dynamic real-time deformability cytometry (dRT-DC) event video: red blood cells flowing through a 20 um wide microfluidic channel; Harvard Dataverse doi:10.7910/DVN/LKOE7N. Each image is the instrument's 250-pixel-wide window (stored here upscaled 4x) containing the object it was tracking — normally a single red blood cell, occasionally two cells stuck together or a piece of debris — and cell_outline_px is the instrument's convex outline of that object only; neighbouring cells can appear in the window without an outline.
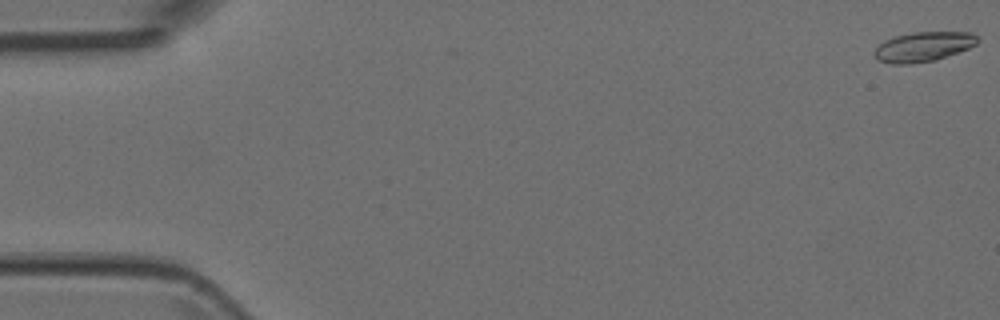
{"species": "Egyptian fruit bat (a non-hibernating species)", "species_latin": "Rousettus aegyptiacus", "temperature_condition": "room temperature", "stored_images_in_passage": 5, "camera_frame_rate_fps": 3000, "um_per_image_px": 0.085, "animal": {"sex": "female"}, "frame": {"image": 1, "passage_image": 1, "time_ms": 0.0, "image_size_px": [1000, 320], "cell_outline_px": [[980, 40], [976, 44], [968, 48], [936, 60], [908, 64], [892, 64], [880, 60], [876, 56], [876, 48], [884, 40], [896, 36], [912, 32], [972, 32]], "centroid_in_image_um": [78.52, 3.96], "position_along_channel_um": 6.5, "area_um2": 17.63}}
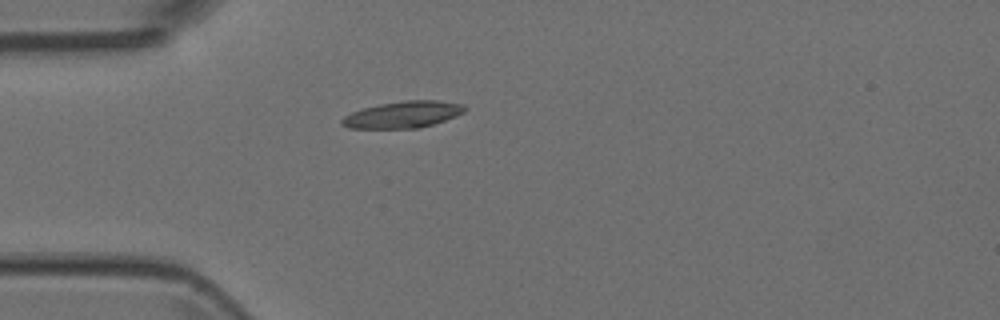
{"frame": {"image": 2, "passage_image": 5, "time_ms": 1.333, "image_size_px": [1000, 320], "cell_outline_px": [[468, 108], [464, 112], [456, 116], [432, 124], [416, 128], [348, 128], [340, 124], [340, 120], [344, 116], [352, 112], [364, 108], [380, 104], [404, 100], [436, 100], [464, 104]], "centroid_in_image_um": [34.25, 9.73], "position_along_channel_um": 50.7, "area_um2": 19.02}}